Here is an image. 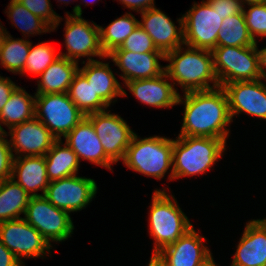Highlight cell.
<instances>
[{
	"mask_svg": "<svg viewBox=\"0 0 266 266\" xmlns=\"http://www.w3.org/2000/svg\"><path fill=\"white\" fill-rule=\"evenodd\" d=\"M185 101L180 95L178 102L185 103L183 126L179 136H199L219 138L226 141L225 126L231 122L228 98L225 90L191 91L185 93Z\"/></svg>",
	"mask_w": 266,
	"mask_h": 266,
	"instance_id": "6da1fadb",
	"label": "cell"
},
{
	"mask_svg": "<svg viewBox=\"0 0 266 266\" xmlns=\"http://www.w3.org/2000/svg\"><path fill=\"white\" fill-rule=\"evenodd\" d=\"M181 50L180 46L165 54L164 60L171 61V64L164 69L168 77L178 82L185 93L213 89L208 81H214L215 88L220 87L211 50L188 47L180 56Z\"/></svg>",
	"mask_w": 266,
	"mask_h": 266,
	"instance_id": "7a4b0ae2",
	"label": "cell"
},
{
	"mask_svg": "<svg viewBox=\"0 0 266 266\" xmlns=\"http://www.w3.org/2000/svg\"><path fill=\"white\" fill-rule=\"evenodd\" d=\"M225 143L219 138L178 136V140H173L170 179L204 173L220 158Z\"/></svg>",
	"mask_w": 266,
	"mask_h": 266,
	"instance_id": "3957f363",
	"label": "cell"
},
{
	"mask_svg": "<svg viewBox=\"0 0 266 266\" xmlns=\"http://www.w3.org/2000/svg\"><path fill=\"white\" fill-rule=\"evenodd\" d=\"M172 158L173 140L158 136L138 140L134 134L123 161L130 169L160 179L172 165Z\"/></svg>",
	"mask_w": 266,
	"mask_h": 266,
	"instance_id": "277c9868",
	"label": "cell"
},
{
	"mask_svg": "<svg viewBox=\"0 0 266 266\" xmlns=\"http://www.w3.org/2000/svg\"><path fill=\"white\" fill-rule=\"evenodd\" d=\"M150 211V234L157 242L153 256L193 228L176 202L172 203L164 191L154 192Z\"/></svg>",
	"mask_w": 266,
	"mask_h": 266,
	"instance_id": "5b68a950",
	"label": "cell"
},
{
	"mask_svg": "<svg viewBox=\"0 0 266 266\" xmlns=\"http://www.w3.org/2000/svg\"><path fill=\"white\" fill-rule=\"evenodd\" d=\"M216 46L212 50L214 70L220 87L236 81L262 79L257 46Z\"/></svg>",
	"mask_w": 266,
	"mask_h": 266,
	"instance_id": "8992f818",
	"label": "cell"
},
{
	"mask_svg": "<svg viewBox=\"0 0 266 266\" xmlns=\"http://www.w3.org/2000/svg\"><path fill=\"white\" fill-rule=\"evenodd\" d=\"M35 98V117L48 128L57 140H61V135L65 137L85 118L69 98L68 93L35 95Z\"/></svg>",
	"mask_w": 266,
	"mask_h": 266,
	"instance_id": "52a82bcc",
	"label": "cell"
},
{
	"mask_svg": "<svg viewBox=\"0 0 266 266\" xmlns=\"http://www.w3.org/2000/svg\"><path fill=\"white\" fill-rule=\"evenodd\" d=\"M24 215L48 242L65 240L74 229L69 212L55 207L44 196H31Z\"/></svg>",
	"mask_w": 266,
	"mask_h": 266,
	"instance_id": "ba28073f",
	"label": "cell"
},
{
	"mask_svg": "<svg viewBox=\"0 0 266 266\" xmlns=\"http://www.w3.org/2000/svg\"><path fill=\"white\" fill-rule=\"evenodd\" d=\"M182 18L185 45L211 51L217 46V36L223 19L208 2L194 4Z\"/></svg>",
	"mask_w": 266,
	"mask_h": 266,
	"instance_id": "9c48e42d",
	"label": "cell"
},
{
	"mask_svg": "<svg viewBox=\"0 0 266 266\" xmlns=\"http://www.w3.org/2000/svg\"><path fill=\"white\" fill-rule=\"evenodd\" d=\"M0 241L19 261V256L40 257L50 249V242L24 218L0 222Z\"/></svg>",
	"mask_w": 266,
	"mask_h": 266,
	"instance_id": "30bf717a",
	"label": "cell"
},
{
	"mask_svg": "<svg viewBox=\"0 0 266 266\" xmlns=\"http://www.w3.org/2000/svg\"><path fill=\"white\" fill-rule=\"evenodd\" d=\"M93 125L101 140L105 154L115 163L124 159L133 135L127 123L118 115L95 112L85 116Z\"/></svg>",
	"mask_w": 266,
	"mask_h": 266,
	"instance_id": "8fae6325",
	"label": "cell"
},
{
	"mask_svg": "<svg viewBox=\"0 0 266 266\" xmlns=\"http://www.w3.org/2000/svg\"><path fill=\"white\" fill-rule=\"evenodd\" d=\"M66 19L65 42L68 54L60 55L69 60L81 56L106 57L100 45V26L90 24L81 18L82 9L77 5Z\"/></svg>",
	"mask_w": 266,
	"mask_h": 266,
	"instance_id": "7c38bea8",
	"label": "cell"
},
{
	"mask_svg": "<svg viewBox=\"0 0 266 266\" xmlns=\"http://www.w3.org/2000/svg\"><path fill=\"white\" fill-rule=\"evenodd\" d=\"M96 190L93 179L73 175L51 181L44 197L55 207L71 212L85 207L96 194Z\"/></svg>",
	"mask_w": 266,
	"mask_h": 266,
	"instance_id": "4fadbf2b",
	"label": "cell"
},
{
	"mask_svg": "<svg viewBox=\"0 0 266 266\" xmlns=\"http://www.w3.org/2000/svg\"><path fill=\"white\" fill-rule=\"evenodd\" d=\"M202 240L205 239L192 228L154 256L163 266H205L213 258L210 251L201 244Z\"/></svg>",
	"mask_w": 266,
	"mask_h": 266,
	"instance_id": "5bb4252c",
	"label": "cell"
},
{
	"mask_svg": "<svg viewBox=\"0 0 266 266\" xmlns=\"http://www.w3.org/2000/svg\"><path fill=\"white\" fill-rule=\"evenodd\" d=\"M222 88L228 98L231 119L242 111L266 119V86L259 79L236 81Z\"/></svg>",
	"mask_w": 266,
	"mask_h": 266,
	"instance_id": "9a60e30c",
	"label": "cell"
},
{
	"mask_svg": "<svg viewBox=\"0 0 266 266\" xmlns=\"http://www.w3.org/2000/svg\"><path fill=\"white\" fill-rule=\"evenodd\" d=\"M11 146L18 152H28L27 156H44L57 138L36 117L10 128Z\"/></svg>",
	"mask_w": 266,
	"mask_h": 266,
	"instance_id": "2e32d148",
	"label": "cell"
},
{
	"mask_svg": "<svg viewBox=\"0 0 266 266\" xmlns=\"http://www.w3.org/2000/svg\"><path fill=\"white\" fill-rule=\"evenodd\" d=\"M141 14L143 22H139V26L146 31L156 48L164 55L184 44L183 18L179 19L180 29L177 32L174 23L160 10L151 8Z\"/></svg>",
	"mask_w": 266,
	"mask_h": 266,
	"instance_id": "e0dca14e",
	"label": "cell"
},
{
	"mask_svg": "<svg viewBox=\"0 0 266 266\" xmlns=\"http://www.w3.org/2000/svg\"><path fill=\"white\" fill-rule=\"evenodd\" d=\"M112 58L124 73L122 78L126 82L154 78L161 75L165 68H161L158 58L164 60L163 53H133L128 50L114 49L106 55Z\"/></svg>",
	"mask_w": 266,
	"mask_h": 266,
	"instance_id": "ac0fdd59",
	"label": "cell"
},
{
	"mask_svg": "<svg viewBox=\"0 0 266 266\" xmlns=\"http://www.w3.org/2000/svg\"><path fill=\"white\" fill-rule=\"evenodd\" d=\"M66 144L77 155L91 162L111 169L114 163L106 154L92 123L85 117L66 136Z\"/></svg>",
	"mask_w": 266,
	"mask_h": 266,
	"instance_id": "d6986e66",
	"label": "cell"
},
{
	"mask_svg": "<svg viewBox=\"0 0 266 266\" xmlns=\"http://www.w3.org/2000/svg\"><path fill=\"white\" fill-rule=\"evenodd\" d=\"M232 266H266V220L250 221L238 244Z\"/></svg>",
	"mask_w": 266,
	"mask_h": 266,
	"instance_id": "ffe728a7",
	"label": "cell"
},
{
	"mask_svg": "<svg viewBox=\"0 0 266 266\" xmlns=\"http://www.w3.org/2000/svg\"><path fill=\"white\" fill-rule=\"evenodd\" d=\"M163 77H168L165 71L154 78L131 80L126 85L142 103L155 107H172L177 104L179 94Z\"/></svg>",
	"mask_w": 266,
	"mask_h": 266,
	"instance_id": "44dd1931",
	"label": "cell"
},
{
	"mask_svg": "<svg viewBox=\"0 0 266 266\" xmlns=\"http://www.w3.org/2000/svg\"><path fill=\"white\" fill-rule=\"evenodd\" d=\"M16 172L18 173V181L26 192L43 190V196L50 183L47 177L46 161L44 156H24L13 159L12 176L14 179Z\"/></svg>",
	"mask_w": 266,
	"mask_h": 266,
	"instance_id": "7402d4cb",
	"label": "cell"
},
{
	"mask_svg": "<svg viewBox=\"0 0 266 266\" xmlns=\"http://www.w3.org/2000/svg\"><path fill=\"white\" fill-rule=\"evenodd\" d=\"M79 71L85 76L88 84H91L95 94L108 106L114 97L126 95L108 64L89 58L87 64Z\"/></svg>",
	"mask_w": 266,
	"mask_h": 266,
	"instance_id": "603a6c76",
	"label": "cell"
},
{
	"mask_svg": "<svg viewBox=\"0 0 266 266\" xmlns=\"http://www.w3.org/2000/svg\"><path fill=\"white\" fill-rule=\"evenodd\" d=\"M77 61L60 56L40 75L35 95L67 93L75 74L79 71Z\"/></svg>",
	"mask_w": 266,
	"mask_h": 266,
	"instance_id": "cb8c5ba5",
	"label": "cell"
},
{
	"mask_svg": "<svg viewBox=\"0 0 266 266\" xmlns=\"http://www.w3.org/2000/svg\"><path fill=\"white\" fill-rule=\"evenodd\" d=\"M9 178L0 181V222L20 219L25 213L31 196H43L37 193L28 194L26 190Z\"/></svg>",
	"mask_w": 266,
	"mask_h": 266,
	"instance_id": "d4e9b609",
	"label": "cell"
},
{
	"mask_svg": "<svg viewBox=\"0 0 266 266\" xmlns=\"http://www.w3.org/2000/svg\"><path fill=\"white\" fill-rule=\"evenodd\" d=\"M57 140L51 149L45 154L48 180L54 181L73 176L78 171L79 159L73 150L67 145L63 148Z\"/></svg>",
	"mask_w": 266,
	"mask_h": 266,
	"instance_id": "484cf974",
	"label": "cell"
},
{
	"mask_svg": "<svg viewBox=\"0 0 266 266\" xmlns=\"http://www.w3.org/2000/svg\"><path fill=\"white\" fill-rule=\"evenodd\" d=\"M35 117V98L17 87L0 111V121L9 129Z\"/></svg>",
	"mask_w": 266,
	"mask_h": 266,
	"instance_id": "4316f807",
	"label": "cell"
},
{
	"mask_svg": "<svg viewBox=\"0 0 266 266\" xmlns=\"http://www.w3.org/2000/svg\"><path fill=\"white\" fill-rule=\"evenodd\" d=\"M67 93L84 116L104 111L102 107H108V105L95 94L91 84H88L87 79L80 71L75 74Z\"/></svg>",
	"mask_w": 266,
	"mask_h": 266,
	"instance_id": "83f0119b",
	"label": "cell"
},
{
	"mask_svg": "<svg viewBox=\"0 0 266 266\" xmlns=\"http://www.w3.org/2000/svg\"><path fill=\"white\" fill-rule=\"evenodd\" d=\"M246 25L243 12L226 17L217 36V46L245 47L255 45Z\"/></svg>",
	"mask_w": 266,
	"mask_h": 266,
	"instance_id": "f1b7e54d",
	"label": "cell"
},
{
	"mask_svg": "<svg viewBox=\"0 0 266 266\" xmlns=\"http://www.w3.org/2000/svg\"><path fill=\"white\" fill-rule=\"evenodd\" d=\"M138 25L139 21L133 15L126 14L111 22L106 29L100 26V45L105 55L120 47Z\"/></svg>",
	"mask_w": 266,
	"mask_h": 266,
	"instance_id": "f546056e",
	"label": "cell"
},
{
	"mask_svg": "<svg viewBox=\"0 0 266 266\" xmlns=\"http://www.w3.org/2000/svg\"><path fill=\"white\" fill-rule=\"evenodd\" d=\"M29 49V41L13 40L6 32L0 46L1 65L11 72L23 73Z\"/></svg>",
	"mask_w": 266,
	"mask_h": 266,
	"instance_id": "4dcf8cb0",
	"label": "cell"
},
{
	"mask_svg": "<svg viewBox=\"0 0 266 266\" xmlns=\"http://www.w3.org/2000/svg\"><path fill=\"white\" fill-rule=\"evenodd\" d=\"M60 57L55 55V49L48 43H41L34 48L31 47L24 65V71L35 75H41L50 64Z\"/></svg>",
	"mask_w": 266,
	"mask_h": 266,
	"instance_id": "1f68e13d",
	"label": "cell"
},
{
	"mask_svg": "<svg viewBox=\"0 0 266 266\" xmlns=\"http://www.w3.org/2000/svg\"><path fill=\"white\" fill-rule=\"evenodd\" d=\"M8 10L9 17L13 18L12 21L16 22L15 24L21 27V30L23 29L22 31H27L26 34H28V32L30 34H32V32L33 34L36 32L41 33V30L47 32L49 30L48 24L45 21L32 14L16 0H11Z\"/></svg>",
	"mask_w": 266,
	"mask_h": 266,
	"instance_id": "d6a6232c",
	"label": "cell"
},
{
	"mask_svg": "<svg viewBox=\"0 0 266 266\" xmlns=\"http://www.w3.org/2000/svg\"><path fill=\"white\" fill-rule=\"evenodd\" d=\"M116 49L128 50L133 53H162L156 48L152 38L139 25Z\"/></svg>",
	"mask_w": 266,
	"mask_h": 266,
	"instance_id": "836d02e7",
	"label": "cell"
},
{
	"mask_svg": "<svg viewBox=\"0 0 266 266\" xmlns=\"http://www.w3.org/2000/svg\"><path fill=\"white\" fill-rule=\"evenodd\" d=\"M252 7L246 12L243 10L248 32L255 41V34L266 36V3L249 4Z\"/></svg>",
	"mask_w": 266,
	"mask_h": 266,
	"instance_id": "e575fe53",
	"label": "cell"
},
{
	"mask_svg": "<svg viewBox=\"0 0 266 266\" xmlns=\"http://www.w3.org/2000/svg\"><path fill=\"white\" fill-rule=\"evenodd\" d=\"M21 5L26 7L32 14L38 16L48 25L51 26L52 30L57 27L60 22V17L51 10L49 0H16Z\"/></svg>",
	"mask_w": 266,
	"mask_h": 266,
	"instance_id": "d590c367",
	"label": "cell"
},
{
	"mask_svg": "<svg viewBox=\"0 0 266 266\" xmlns=\"http://www.w3.org/2000/svg\"><path fill=\"white\" fill-rule=\"evenodd\" d=\"M5 134L0 136V181L11 178L14 159L10 142L3 138Z\"/></svg>",
	"mask_w": 266,
	"mask_h": 266,
	"instance_id": "8d00e7d4",
	"label": "cell"
},
{
	"mask_svg": "<svg viewBox=\"0 0 266 266\" xmlns=\"http://www.w3.org/2000/svg\"><path fill=\"white\" fill-rule=\"evenodd\" d=\"M214 11H217L221 19L243 12L240 0H207Z\"/></svg>",
	"mask_w": 266,
	"mask_h": 266,
	"instance_id": "74e56055",
	"label": "cell"
},
{
	"mask_svg": "<svg viewBox=\"0 0 266 266\" xmlns=\"http://www.w3.org/2000/svg\"><path fill=\"white\" fill-rule=\"evenodd\" d=\"M17 87L10 79L8 80L0 76V111Z\"/></svg>",
	"mask_w": 266,
	"mask_h": 266,
	"instance_id": "f35d334b",
	"label": "cell"
},
{
	"mask_svg": "<svg viewBox=\"0 0 266 266\" xmlns=\"http://www.w3.org/2000/svg\"><path fill=\"white\" fill-rule=\"evenodd\" d=\"M20 262L0 241V266H20Z\"/></svg>",
	"mask_w": 266,
	"mask_h": 266,
	"instance_id": "ab89813d",
	"label": "cell"
},
{
	"mask_svg": "<svg viewBox=\"0 0 266 266\" xmlns=\"http://www.w3.org/2000/svg\"><path fill=\"white\" fill-rule=\"evenodd\" d=\"M128 8L143 12L145 10L154 8V0H120Z\"/></svg>",
	"mask_w": 266,
	"mask_h": 266,
	"instance_id": "60d3db41",
	"label": "cell"
},
{
	"mask_svg": "<svg viewBox=\"0 0 266 266\" xmlns=\"http://www.w3.org/2000/svg\"><path fill=\"white\" fill-rule=\"evenodd\" d=\"M258 53V62H259V72L262 78H266V72L263 67H266V48L257 51Z\"/></svg>",
	"mask_w": 266,
	"mask_h": 266,
	"instance_id": "b9f144b4",
	"label": "cell"
},
{
	"mask_svg": "<svg viewBox=\"0 0 266 266\" xmlns=\"http://www.w3.org/2000/svg\"><path fill=\"white\" fill-rule=\"evenodd\" d=\"M148 266H163V265L158 261V259L155 256L152 255Z\"/></svg>",
	"mask_w": 266,
	"mask_h": 266,
	"instance_id": "7bdbcfd3",
	"label": "cell"
},
{
	"mask_svg": "<svg viewBox=\"0 0 266 266\" xmlns=\"http://www.w3.org/2000/svg\"><path fill=\"white\" fill-rule=\"evenodd\" d=\"M242 1V0H241ZM249 4L266 3V0H245Z\"/></svg>",
	"mask_w": 266,
	"mask_h": 266,
	"instance_id": "ee69618b",
	"label": "cell"
},
{
	"mask_svg": "<svg viewBox=\"0 0 266 266\" xmlns=\"http://www.w3.org/2000/svg\"><path fill=\"white\" fill-rule=\"evenodd\" d=\"M2 27L0 26V46H1V42H2V39H3V36H4V34H5V32H4V29L2 28Z\"/></svg>",
	"mask_w": 266,
	"mask_h": 266,
	"instance_id": "f6af8a7d",
	"label": "cell"
},
{
	"mask_svg": "<svg viewBox=\"0 0 266 266\" xmlns=\"http://www.w3.org/2000/svg\"><path fill=\"white\" fill-rule=\"evenodd\" d=\"M205 266H217V265H215L214 260H212L210 263H208V264L205 265Z\"/></svg>",
	"mask_w": 266,
	"mask_h": 266,
	"instance_id": "bcb514c9",
	"label": "cell"
},
{
	"mask_svg": "<svg viewBox=\"0 0 266 266\" xmlns=\"http://www.w3.org/2000/svg\"><path fill=\"white\" fill-rule=\"evenodd\" d=\"M4 133V130L3 128L1 127V124H0V136Z\"/></svg>",
	"mask_w": 266,
	"mask_h": 266,
	"instance_id": "7dc6e473",
	"label": "cell"
}]
</instances>
